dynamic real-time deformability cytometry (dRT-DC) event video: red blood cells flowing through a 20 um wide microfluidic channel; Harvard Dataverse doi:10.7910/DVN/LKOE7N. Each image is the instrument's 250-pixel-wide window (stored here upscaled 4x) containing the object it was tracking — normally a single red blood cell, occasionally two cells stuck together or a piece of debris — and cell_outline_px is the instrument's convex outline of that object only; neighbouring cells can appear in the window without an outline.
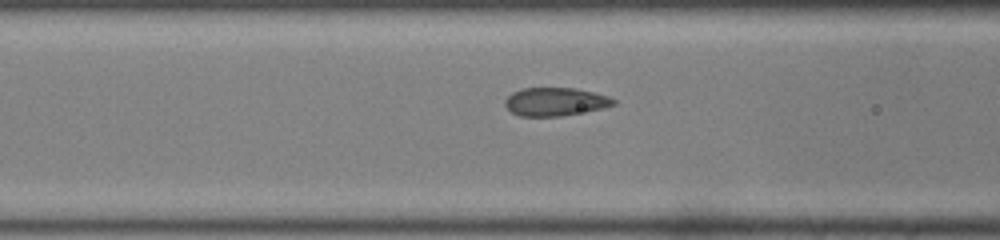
{"species": "common noctule bat (a hibernating species)", "species_latin": "Nyctalus noctula", "temperature_condition": "room temperature", "stored_images_in_passage": 15, "camera_frame_rate_fps": 3000, "um_per_image_px": 0.085, "animal": {"sex": "male", "body_mass_g": 19.0, "forearm_length_mm": 50.8}, "frame": {"image": 1, "passage_image": 13, "time_ms": 4.0, "image_size_px": [1000, 240], "cell_outline_px": [[616, 104], [600, 108], [560, 116], [520, 116], [512, 112], [504, 104], [504, 100], [512, 92], [520, 88], [576, 88], [608, 96], [616, 100]], "centroid_in_image_um": [47.16, 8.63], "position_along_channel_um": 119.4, "area_um2": 17.69}}